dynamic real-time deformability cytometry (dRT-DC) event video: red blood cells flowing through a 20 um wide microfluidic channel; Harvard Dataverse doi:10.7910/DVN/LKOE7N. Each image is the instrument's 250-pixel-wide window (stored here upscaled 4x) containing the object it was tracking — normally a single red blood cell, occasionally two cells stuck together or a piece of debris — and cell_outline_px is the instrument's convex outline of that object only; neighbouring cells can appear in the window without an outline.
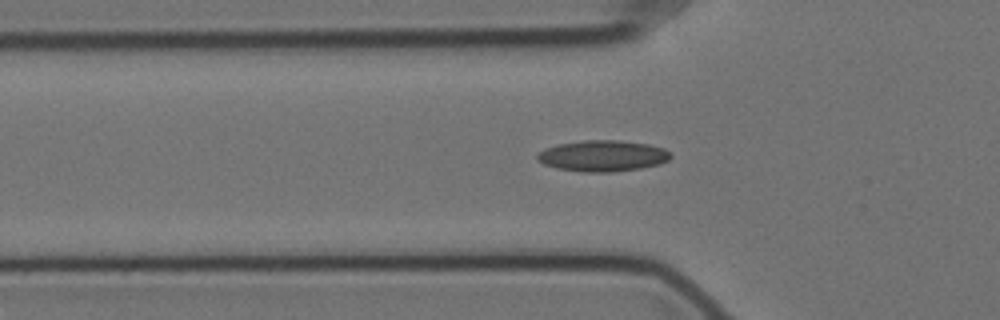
{"species": "Egyptian fruit bat (a non-hibernating species)", "species_latin": "Rousettus aegyptiacus", "temperature_condition": "cold", "stored_images_in_passage": 55, "camera_frame_rate_fps": 3000, "um_per_image_px": 0.085, "animal": {"sex": "female"}, "frame": {"image": 1, "passage_image": 18, "time_ms": 5.667, "image_size_px": [1000, 320], "cell_outline_px": [[672, 156], [668, 160], [660, 164], [640, 168], [612, 172], [584, 172], [556, 168], [544, 164], [536, 160], [536, 156], [544, 148], [556, 144], [584, 140], [616, 140], [648, 144], [664, 148]], "centroid_in_image_um": [51.2, 13.25], "position_along_channel_um": 74.6, "area_um2": 24.22}}
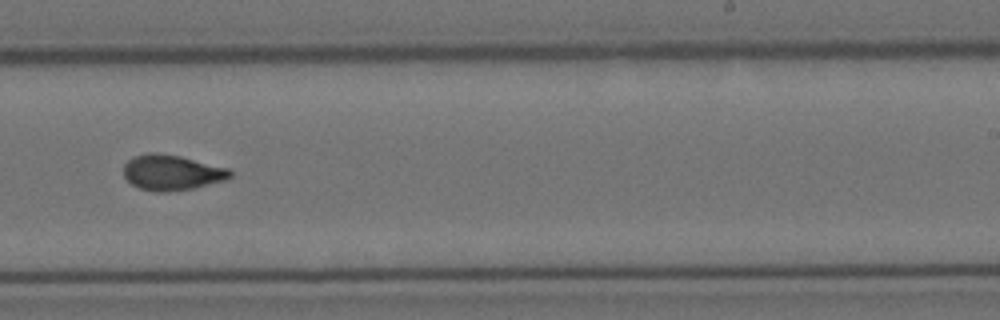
{"frame": {"image": 2, "passage_image": 35, "time_ms": 11.333, "image_size_px": [1000, 320], "cell_outline_px": [[232, 176], [224, 180], [192, 188], [168, 192], [152, 192], [140, 188], [132, 184], [124, 176], [124, 164], [132, 156], [152, 152], [156, 152], [180, 156], [228, 168], [232, 172]], "centroid_in_image_um": [14.57, 14.66], "position_along_channel_um": 274.4, "area_um2": 21.91}}
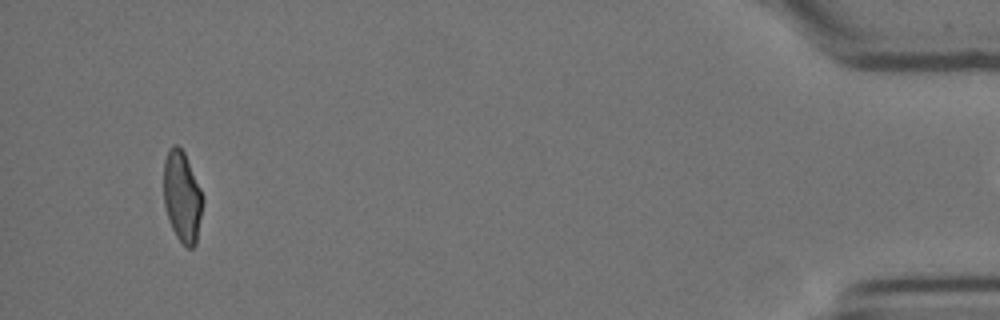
{"frame": {"image": 3, "passage_image": 54, "time_ms": 17.667, "image_size_px": [1000, 320], "cell_outline_px": [[204, 200], [196, 244], [192, 248], [188, 248], [176, 236], [172, 228], [164, 204], [164, 160], [168, 148], [172, 144], [176, 144], [184, 152], [204, 196]], "centroid_in_image_um": [15.49, 16.7], "position_along_channel_um": 419.7, "area_um2": 20.75}}